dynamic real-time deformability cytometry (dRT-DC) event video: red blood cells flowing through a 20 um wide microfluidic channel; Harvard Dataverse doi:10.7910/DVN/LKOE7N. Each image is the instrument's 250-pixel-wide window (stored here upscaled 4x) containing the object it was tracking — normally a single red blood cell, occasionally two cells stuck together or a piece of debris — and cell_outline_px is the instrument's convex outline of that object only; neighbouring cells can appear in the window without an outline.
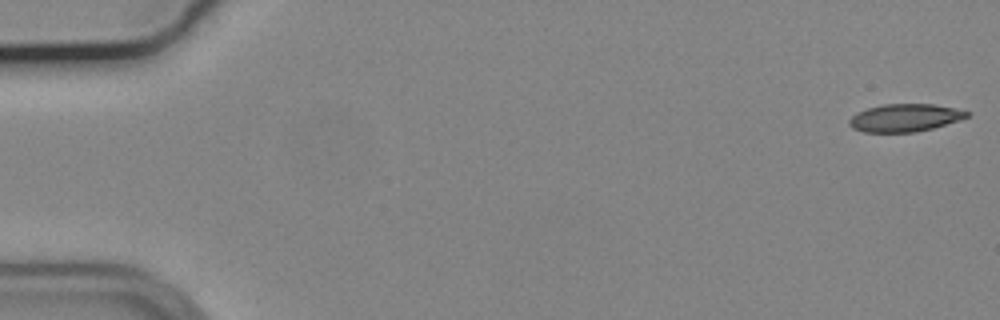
{"species": "common noctule bat (a hibernating species)", "species_latin": "Nyctalus noctula", "temperature_condition": "cold", "stored_images_in_passage": 55, "camera_frame_rate_fps": 3000, "um_per_image_px": 0.085, "animal": {"sex": "male", "body_mass_g": 19.2, "forearm_length_mm": 51.8}, "frame": {"image": 1, "passage_image": 1, "time_ms": 0.0, "image_size_px": [1000, 320], "cell_outline_px": [[972, 112], [968, 116], [960, 120], [932, 128], [916, 132], [864, 132], [852, 128], [848, 124], [848, 120], [856, 112], [868, 108], [884, 104], [932, 104]], "centroid_in_image_um": [76.89, 10.01], "position_along_channel_um": 8.1, "area_um2": 18.96}}
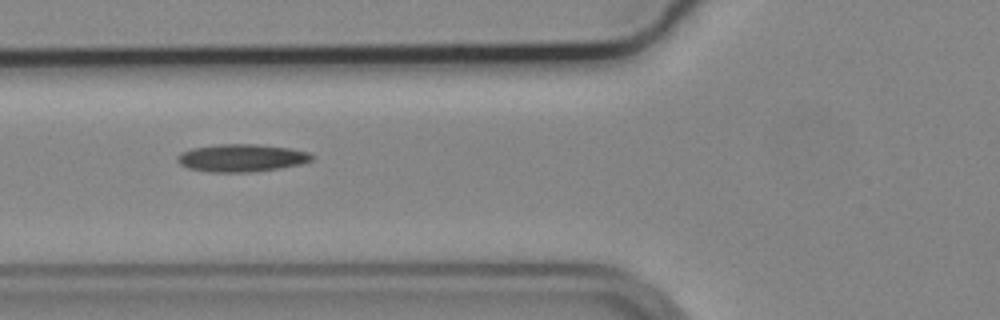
{"frame": {"image": 2, "passage_image": 21, "time_ms": 6.667, "image_size_px": [1000, 320], "cell_outline_px": [[312, 160], [300, 164], [280, 168], [252, 172], [208, 172], [188, 168], [180, 164], [176, 160], [176, 156], [180, 152], [192, 148], [220, 144], [260, 144], [292, 148], [308, 152], [312, 156]], "centroid_in_image_um": [20.5, 13.42], "position_along_channel_um": 105.3, "area_um2": 21.79}}
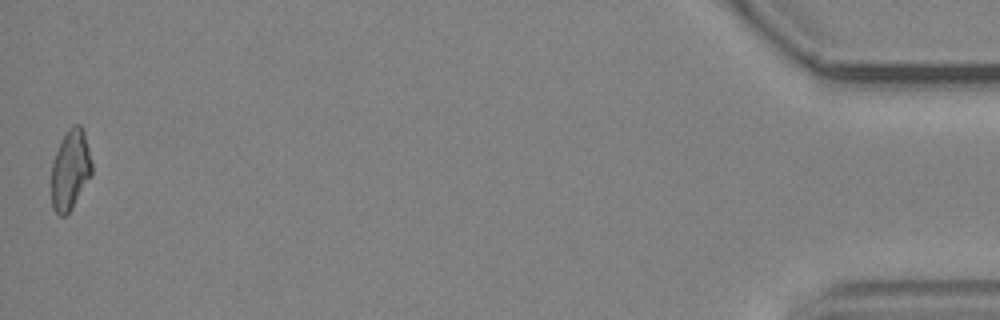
{"frame": {"image": 3, "passage_image": 55, "time_ms": 18.0, "image_size_px": [1000, 320], "cell_outline_px": [[92, 176], [68, 212], [64, 216], [60, 216], [52, 208], [52, 160], [60, 140], [68, 128], [72, 124], [80, 124], [84, 132], [92, 164]], "centroid_in_image_um": [5.97, 14.39], "position_along_channel_um": 429.2, "area_um2": 18.84}}